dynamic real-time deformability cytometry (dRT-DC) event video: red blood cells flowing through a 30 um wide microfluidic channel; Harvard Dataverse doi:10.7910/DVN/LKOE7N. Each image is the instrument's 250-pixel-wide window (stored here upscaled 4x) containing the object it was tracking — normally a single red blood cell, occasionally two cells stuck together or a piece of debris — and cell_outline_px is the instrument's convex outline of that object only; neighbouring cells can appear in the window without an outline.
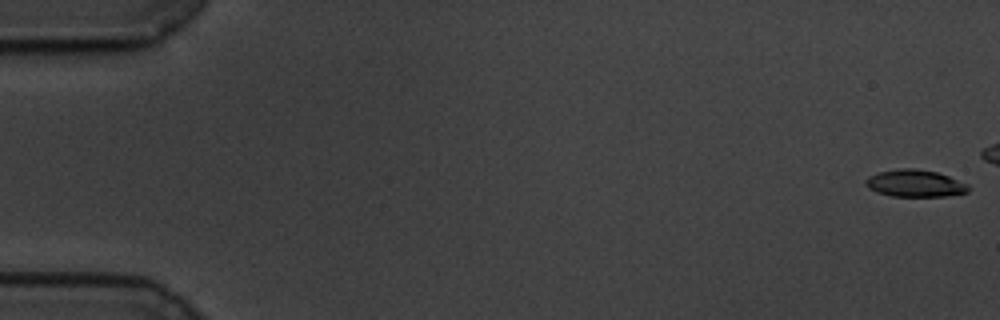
{"species": "common noctule bat (a hibernating species)", "species_latin": "Nyctalus noctula", "temperature_condition": "cold", "stored_images_in_passage": 44, "camera_frame_rate_fps": 3000, "um_per_image_px": 0.085, "animal": {"sex": "male", "body_mass_g": 19.5, "forearm_length_mm": 54.6}, "frame": {"image": 1, "passage_image": 1, "time_ms": 0.0, "image_size_px": [1000, 320], "cell_outline_px": [[972, 188], [968, 192], [944, 196], [892, 196], [876, 192], [868, 188], [864, 184], [864, 180], [868, 176], [880, 172], [900, 168], [916, 168], [936, 172], [948, 176], [968, 184]], "centroid_in_image_um": [77.76, 15.58], "position_along_channel_um": 7.2, "area_um2": 16.3}}
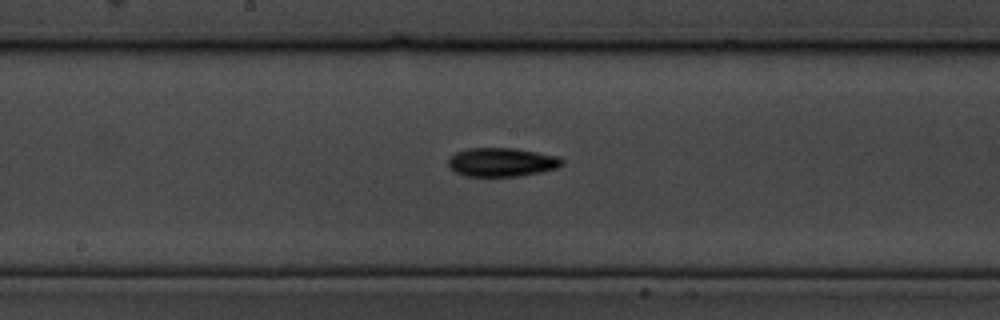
{"frame": {"image": 2, "passage_image": 31, "time_ms": 10.0, "image_size_px": [1000, 320], "cell_outline_px": [[564, 164], [556, 168], [540, 172], [516, 176], [464, 176], [448, 168], [448, 160], [456, 152], [468, 148], [512, 148], [560, 156], [564, 160]], "centroid_in_image_um": [42.65, 13.78], "position_along_channel_um": 205.6, "area_um2": 19.07}}
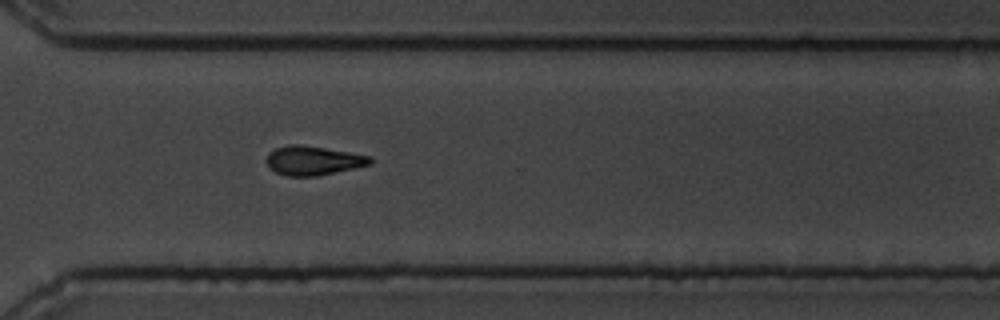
{"frame": {"image": 3, "passage_image": 43, "time_ms": 14.0, "image_size_px": [1000, 320], "cell_outline_px": [[372, 164], [316, 176], [284, 176], [268, 168], [264, 160], [268, 152], [276, 148], [288, 144], [300, 144], [372, 156]], "centroid_in_image_um": [26.55, 13.64], "position_along_channel_um": 344.0, "area_um2": 17.74}}